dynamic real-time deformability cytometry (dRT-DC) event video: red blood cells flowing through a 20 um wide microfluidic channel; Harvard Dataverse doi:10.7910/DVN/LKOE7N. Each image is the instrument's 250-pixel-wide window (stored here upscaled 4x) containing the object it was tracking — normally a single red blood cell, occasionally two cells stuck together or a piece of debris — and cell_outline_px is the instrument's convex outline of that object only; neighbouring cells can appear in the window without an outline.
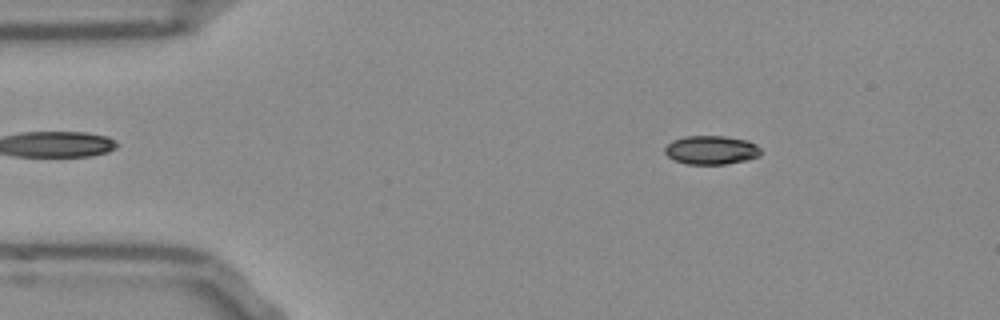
{"species": "Egyptian fruit bat (a non-hibernating species)", "species_latin": "Rousettus aegyptiacus", "temperature_condition": "room temperature", "stored_images_in_passage": 52, "camera_frame_rate_fps": 3000, "um_per_image_px": 0.085, "frame": {"image": 1, "passage_image": 7, "time_ms": 2.0, "image_size_px": [1000, 320], "cell_outline_px": [[760, 156], [744, 160], [724, 164], [688, 164], [676, 160], [668, 156], [664, 152], [664, 148], [672, 140], [684, 136], [724, 136], [748, 140], [756, 144], [760, 148]], "centroid_in_image_um": [60.45, 12.74], "position_along_channel_um": 24.5, "area_um2": 16.01}}
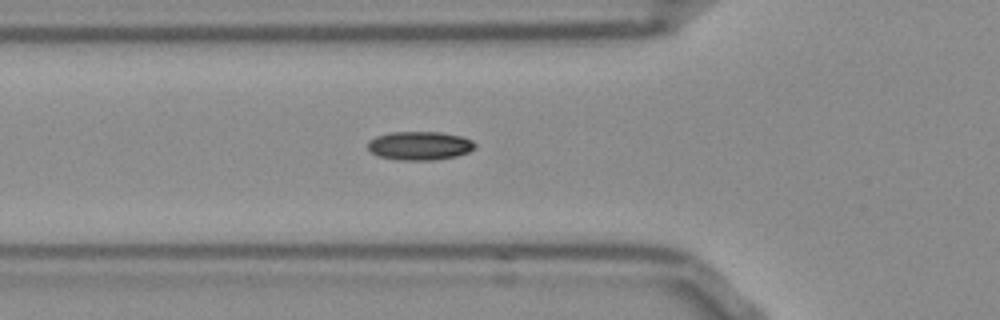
{"frame": {"image": 2, "passage_image": 17, "time_ms": 5.333, "image_size_px": [1000, 320], "cell_outline_px": [[476, 148], [468, 152], [456, 156], [432, 160], [400, 160], [380, 156], [372, 152], [368, 148], [368, 140], [376, 136], [392, 132], [440, 132], [464, 136], [472, 140], [476, 144]], "centroid_in_image_um": [35.71, 12.37], "position_along_channel_um": 90.1, "area_um2": 17.92}}
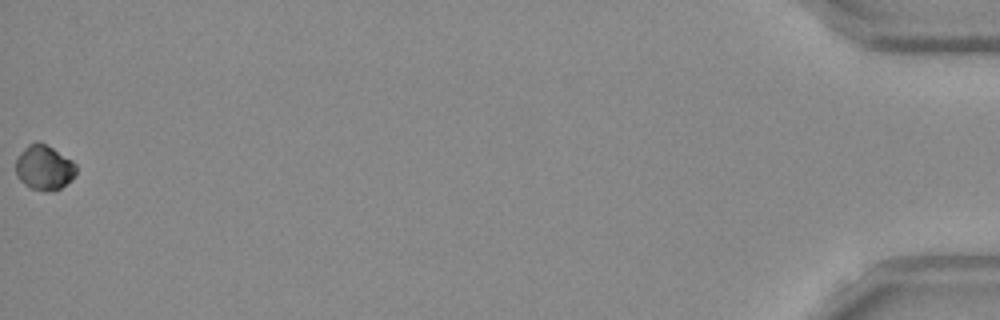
{"frame": {"image": 3, "passage_image": 52, "time_ms": 17.0, "image_size_px": [1000, 320], "cell_outline_px": [[76, 172], [72, 180], [60, 188], [52, 192], [44, 192], [28, 188], [20, 180], [16, 172], [16, 160], [20, 152], [28, 144], [36, 140], [40, 140], [72, 160], [76, 164]], "centroid_in_image_um": [3.75, 14.24], "position_along_channel_um": 431.5, "area_um2": 16.13}}